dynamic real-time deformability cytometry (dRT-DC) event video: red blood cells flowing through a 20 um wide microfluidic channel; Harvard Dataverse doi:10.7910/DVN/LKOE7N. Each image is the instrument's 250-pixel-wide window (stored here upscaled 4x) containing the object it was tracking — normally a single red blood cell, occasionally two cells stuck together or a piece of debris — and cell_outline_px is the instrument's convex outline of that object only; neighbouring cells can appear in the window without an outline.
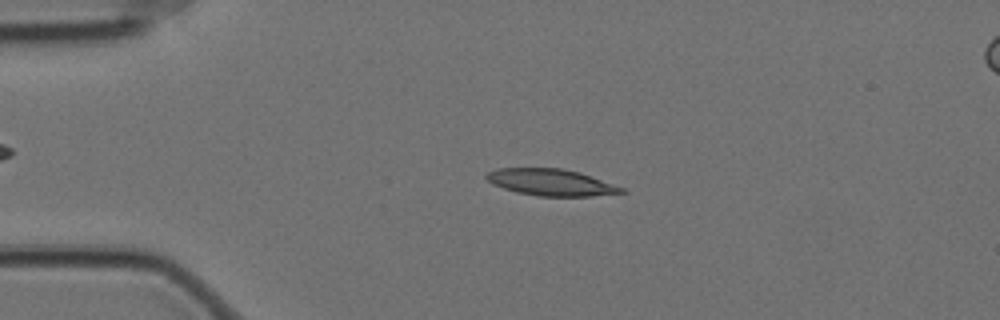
{"species": "Egyptian fruit bat (a non-hibernating species)", "species_latin": "Rousettus aegyptiacus", "temperature_condition": "cold", "stored_images_in_passage": 58, "segment_of_instrument_passage": [1, 2], "camera_frame_rate_fps": 3000, "um_per_image_px": 0.085, "animal": {"sex": "female"}, "frame": {"image": 1, "passage_image": 12, "time_ms": 3.667, "image_size_px": [1000, 320], "cell_outline_px": [[628, 192], [592, 196], [540, 196], [516, 192], [492, 184], [484, 176], [488, 172], [496, 168], [560, 168], [580, 172], [624, 188]], "centroid_in_image_um": [46.83, 15.5], "position_along_channel_um": 38.2, "area_um2": 20.92}}
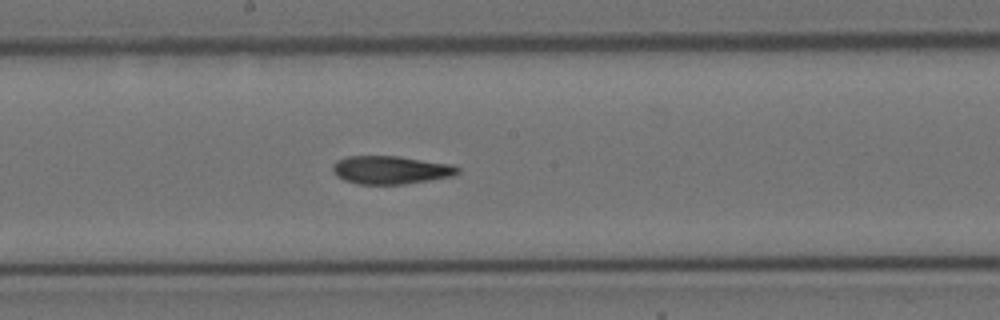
{"frame": {"image": 2, "passage_image": 30, "time_ms": 9.667, "image_size_px": [1000, 320], "cell_outline_px": [[460, 172], [452, 176], [404, 184], [356, 184], [344, 180], [336, 176], [332, 172], [332, 164], [336, 160], [348, 156], [400, 156], [452, 164], [460, 168]], "centroid_in_image_um": [33.18, 14.44], "position_along_channel_um": 215.0, "area_um2": 20.69}}
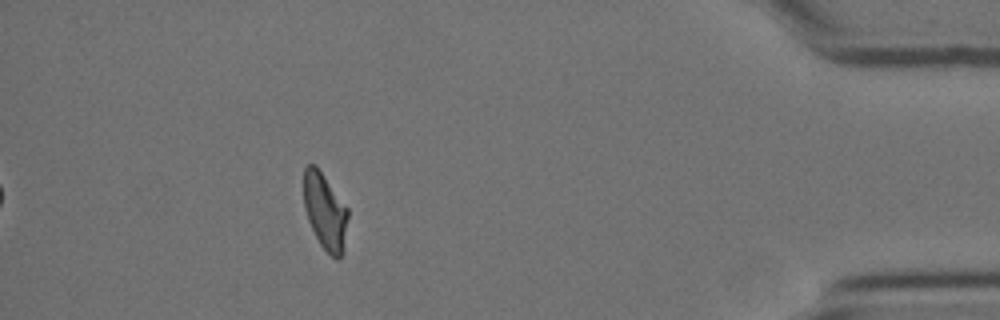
{"frame": {"image": 3, "passage_image": 51, "time_ms": 16.667, "image_size_px": [1000, 320], "cell_outline_px": [[348, 216], [344, 252], [336, 260], [320, 244], [308, 220], [304, 208], [304, 168], [308, 164], [316, 164], [348, 208]], "centroid_in_image_um": [27.64, 17.95], "position_along_channel_um": 407.6, "area_um2": 19.71}}